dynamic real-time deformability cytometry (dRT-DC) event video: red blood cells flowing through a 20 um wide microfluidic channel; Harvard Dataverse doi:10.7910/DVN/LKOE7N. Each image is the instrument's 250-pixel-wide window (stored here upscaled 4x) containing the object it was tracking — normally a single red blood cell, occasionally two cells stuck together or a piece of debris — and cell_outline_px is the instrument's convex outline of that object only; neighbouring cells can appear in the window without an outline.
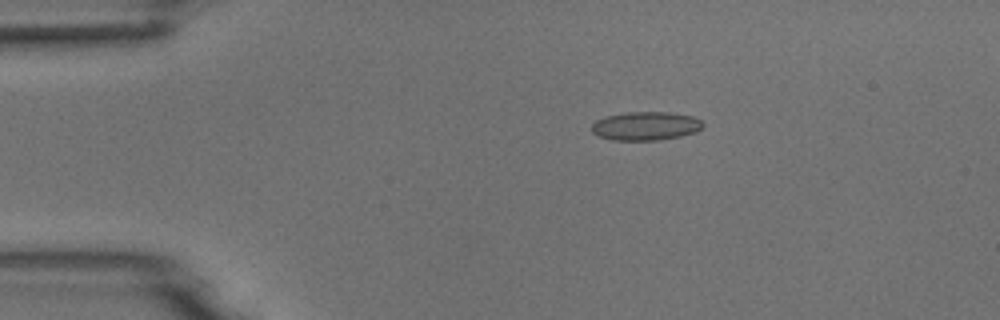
{"species": "common noctule bat (a hibernating species)", "species_latin": "Nyctalus noctula", "temperature_condition": "room temperature", "stored_images_in_passage": 6, "camera_frame_rate_fps": 3000, "um_per_image_px": 0.085, "animal": {"sex": "male", "body_mass_g": 18.8}, "frame": {"image": 1, "passage_image": 3, "time_ms": 3.0, "image_size_px": [1000, 320], "cell_outline_px": [[704, 124], [696, 132], [680, 136], [656, 140], [612, 140], [596, 136], [592, 132], [592, 124], [596, 120], [604, 116], [624, 112], [668, 112], [692, 116], [700, 120]], "centroid_in_image_um": [54.83, 10.7], "position_along_channel_um": 30.2, "area_um2": 18.61}}
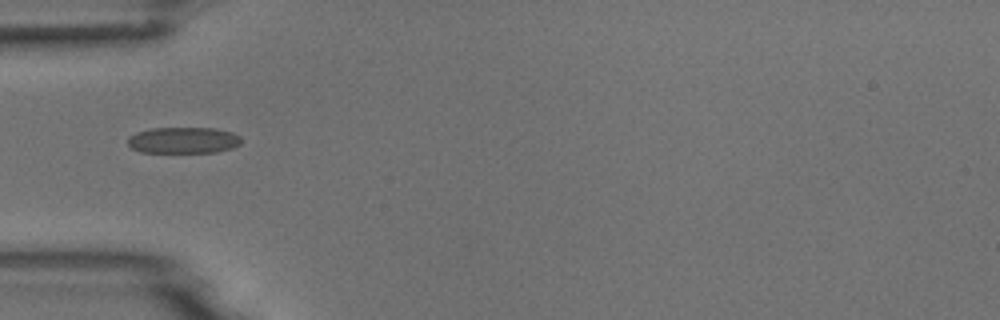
{"frame": {"image": 2, "passage_image": 5, "time_ms": 5.333, "image_size_px": [1000, 320], "cell_outline_px": [[240, 144], [232, 148], [216, 152], [140, 152], [132, 148], [128, 144], [128, 136], [136, 132], [152, 128], [216, 128], [232, 132], [240, 136]], "centroid_in_image_um": [15.58, 11.91], "position_along_channel_um": 69.4, "area_um2": 17.4}}